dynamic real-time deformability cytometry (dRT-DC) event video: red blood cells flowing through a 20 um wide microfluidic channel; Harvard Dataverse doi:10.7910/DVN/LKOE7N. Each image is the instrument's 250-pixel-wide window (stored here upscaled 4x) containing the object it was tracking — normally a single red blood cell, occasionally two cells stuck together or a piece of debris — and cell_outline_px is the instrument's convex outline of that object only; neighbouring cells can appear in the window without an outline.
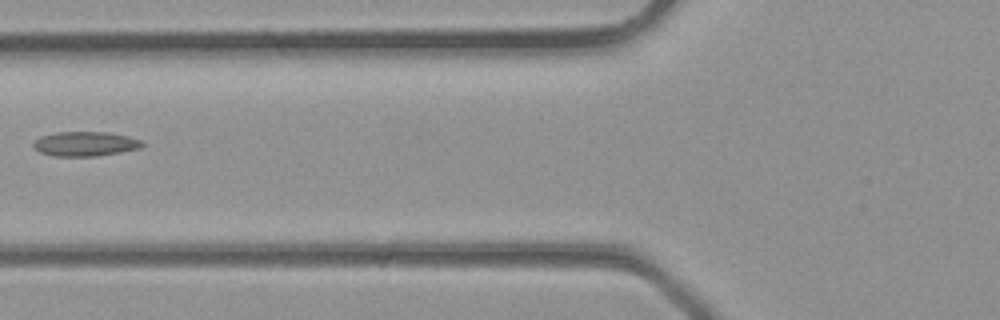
{"species": "common noctule bat (a hibernating species)", "species_latin": "Nyctalus noctula", "temperature_condition": "room temperature", "stored_images_in_passage": 5, "camera_frame_rate_fps": 3000, "um_per_image_px": 0.085, "animal": {"sex": "male", "body_mass_g": 23.1, "forearm_length_mm": 52.7}, "frame": {"image": 1, "passage_image": 5, "time_ms": 1.333, "image_size_px": [1000, 320], "cell_outline_px": [[144, 144], [140, 148], [120, 152], [96, 156], [56, 156], [40, 152], [32, 144], [40, 136], [56, 132], [108, 132], [128, 136], [140, 140]], "centroid_in_image_um": [7.25, 12.22], "position_along_channel_um": 118.6, "area_um2": 15.43}}